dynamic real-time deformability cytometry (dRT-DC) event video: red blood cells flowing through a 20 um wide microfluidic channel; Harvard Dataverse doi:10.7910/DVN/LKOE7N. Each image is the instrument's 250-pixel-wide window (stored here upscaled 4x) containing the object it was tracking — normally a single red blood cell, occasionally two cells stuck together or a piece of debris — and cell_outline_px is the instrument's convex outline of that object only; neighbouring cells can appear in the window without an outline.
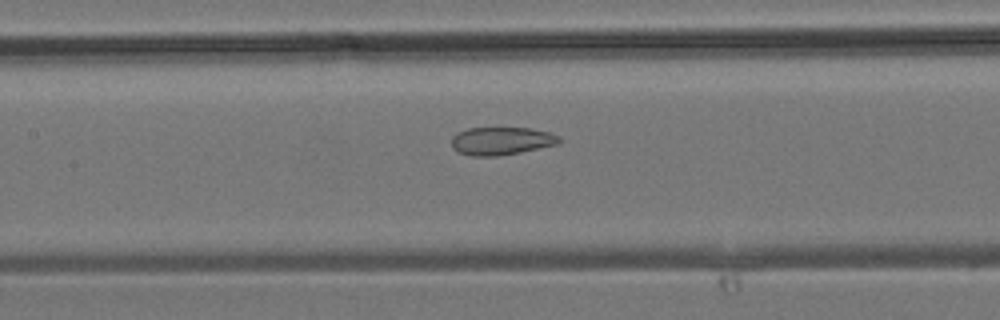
{"species": "common noctule bat (a hibernating species)", "species_latin": "Nyctalus noctula", "temperature_condition": "room temperature", "stored_images_in_passage": 39, "camera_frame_rate_fps": 3000, "um_per_image_px": 0.085, "animal": {"sex": "male", "body_mass_g": 19.2, "forearm_length_mm": 51.8}, "frame": {"image": 1, "passage_image": 18, "time_ms": 5.667, "image_size_px": [1000, 320], "cell_outline_px": [[560, 144], [520, 152], [496, 156], [472, 156], [460, 152], [452, 148], [452, 136], [456, 132], [468, 128], [532, 128], [548, 132], [560, 136]], "centroid_in_image_um": [42.62, 11.97], "position_along_channel_um": 164.8, "area_um2": 17.57}}
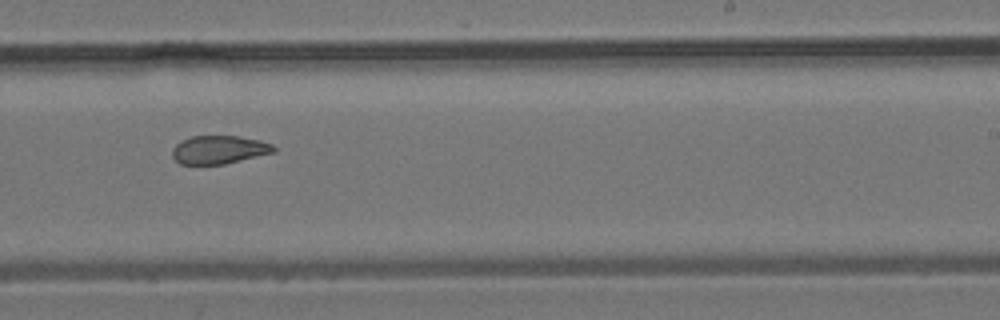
{"frame": {"image": 2, "passage_image": 24, "time_ms": 7.667, "image_size_px": [1000, 320], "cell_outline_px": [[276, 152], [224, 164], [180, 164], [172, 156], [172, 148], [180, 140], [192, 136], [240, 136], [260, 140], [272, 144], [276, 148]], "centroid_in_image_um": [18.62, 12.72], "position_along_channel_um": 270.4, "area_um2": 16.82}}
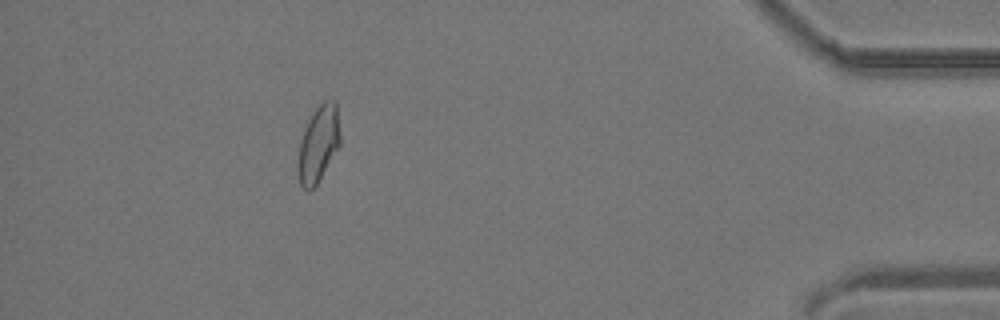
{"frame": {"image": 3, "passage_image": 35, "time_ms": 11.333, "image_size_px": [1000, 320], "cell_outline_px": [[340, 144], [316, 184], [308, 192], [300, 184], [296, 172], [296, 160], [300, 140], [304, 128], [312, 112], [324, 100], [336, 100], [340, 136]], "centroid_in_image_um": [27.02, 12.23], "position_along_channel_um": 408.2, "area_um2": 18.9}}